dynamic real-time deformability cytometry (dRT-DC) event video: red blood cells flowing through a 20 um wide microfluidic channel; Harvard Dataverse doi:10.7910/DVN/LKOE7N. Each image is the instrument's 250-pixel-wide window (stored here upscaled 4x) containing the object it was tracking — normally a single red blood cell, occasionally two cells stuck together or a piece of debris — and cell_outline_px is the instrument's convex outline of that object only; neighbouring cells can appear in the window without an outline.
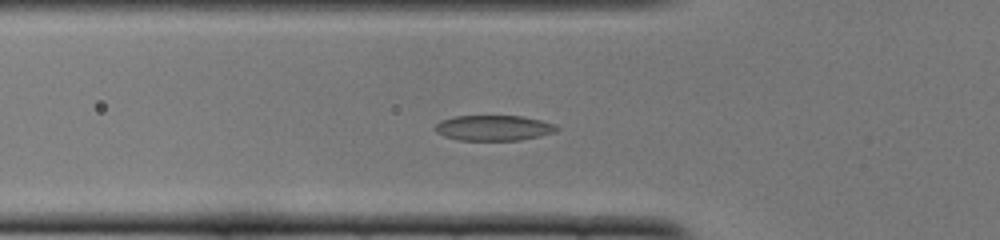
{"species": "common noctule bat (a hibernating species)", "species_latin": "Nyctalus noctula", "temperature_condition": "cold", "stored_images_in_passage": 47, "camera_frame_rate_fps": 3000, "um_per_image_px": 0.085, "animal": {"sex": "female", "body_mass_g": 22.0, "forearm_length_mm": 56.7}, "frame": {"image": 1, "passage_image": 14, "time_ms": 4.333, "image_size_px": [1000, 240], "cell_outline_px": [[544, 124], [532, 136], [508, 140], [468, 140], [452, 136], [440, 124], [448, 120], [460, 116], [516, 116], [532, 120]], "centroid_in_image_um": [41.75, 10.85], "position_along_channel_um": 84.0, "area_um2": 14.45}}
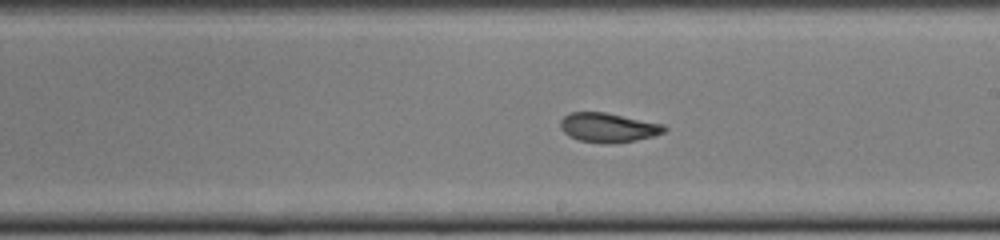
{"frame": {"image": 2, "passage_image": 26, "time_ms": 8.333, "image_size_px": [1000, 240], "cell_outline_px": [[664, 128], [660, 132], [648, 136], [628, 140], [584, 140], [572, 136], [564, 128], [564, 120], [568, 116], [576, 112], [600, 112], [656, 124]], "centroid_in_image_um": [51.65, 10.79], "position_along_channel_um": 237.4, "area_um2": 14.97}}
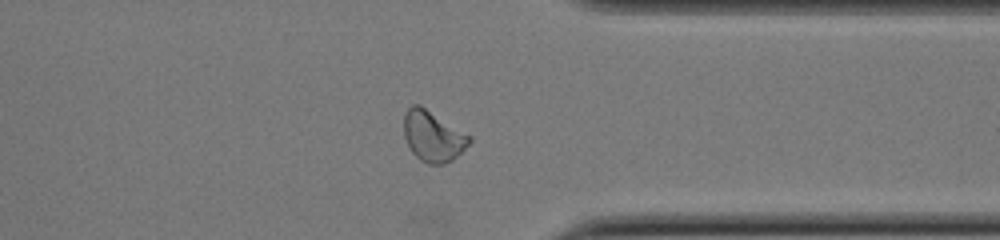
{"frame": {"image": 3, "passage_image": 37, "time_ms": 12.0, "image_size_px": [1000, 240], "cell_outline_px": [[468, 140], [448, 160], [424, 160], [412, 148], [408, 140], [404, 128], [404, 120], [408, 112], [412, 108], [424, 108], [468, 136]], "centroid_in_image_um": [36.74, 11.51], "position_along_channel_um": 374.7, "area_um2": 16.13}, "authors_computed_cell_mechanics": {"area_um2": 14.8546, "velocity_mm_per_s": 3.8404, "shape_relaxation_time_tau1_ms": null, "shape_relaxation_time_tau2_ms": 3.1627, "deformation_change_tau1": null, "deformation_change_tau2": 0.0931}}